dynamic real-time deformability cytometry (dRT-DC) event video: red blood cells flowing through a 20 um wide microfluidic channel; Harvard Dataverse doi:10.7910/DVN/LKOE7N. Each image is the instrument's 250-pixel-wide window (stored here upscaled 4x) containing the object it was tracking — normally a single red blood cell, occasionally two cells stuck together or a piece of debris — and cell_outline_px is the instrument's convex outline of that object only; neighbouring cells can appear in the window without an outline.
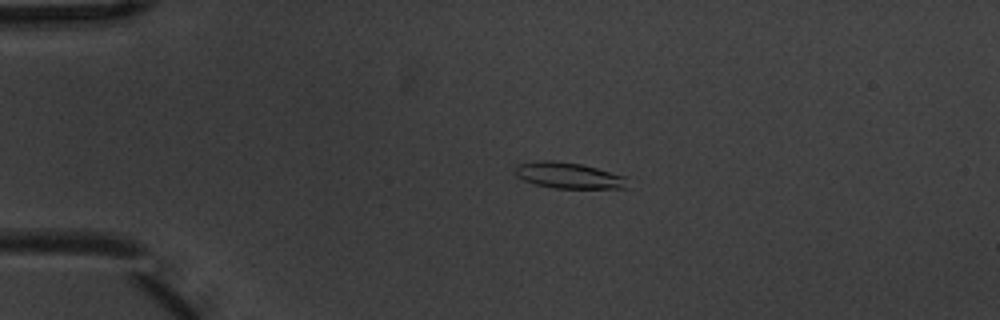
{"species": "common noctule bat (a hibernating species)", "species_latin": "Nyctalus noctula", "temperature_condition": "warm", "stored_images_in_passage": 5, "camera_frame_rate_fps": 3000, "um_per_image_px": 0.085, "animal": {"sex": "male", "body_mass_g": 20.1, "forearm_length_mm": 53.5}, "frame": {"image": 1, "passage_image": 4, "time_ms": 1.0, "image_size_px": [1000, 320], "cell_outline_px": [[628, 188], [556, 188], [536, 184], [524, 180], [516, 176], [516, 168], [520, 164], [536, 160], [556, 160], [580, 164], [596, 168], [624, 176]], "centroid_in_image_um": [48.31, 14.91], "position_along_channel_um": 36.7, "area_um2": 16.76}}